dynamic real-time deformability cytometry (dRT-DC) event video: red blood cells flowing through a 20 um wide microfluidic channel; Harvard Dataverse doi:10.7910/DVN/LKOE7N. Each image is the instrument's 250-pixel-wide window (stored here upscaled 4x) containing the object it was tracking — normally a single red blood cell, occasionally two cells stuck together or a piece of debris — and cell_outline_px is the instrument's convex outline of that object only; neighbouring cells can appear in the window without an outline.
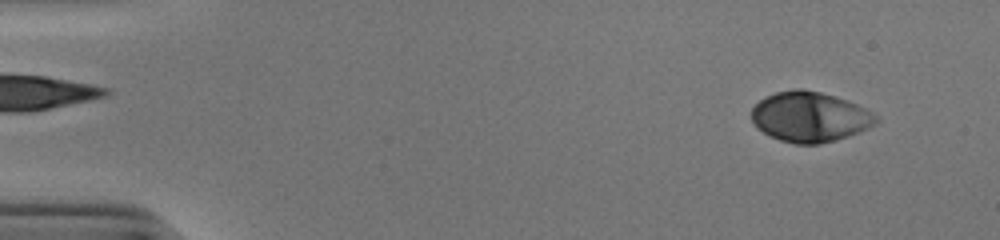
{"species": "human", "species_latin": "Homo sapiens", "temperature_condition": "cold", "stored_images_in_passage": 52, "camera_frame_rate_fps": 3000, "um_per_image_px": 0.085, "donor": {"sex": "male"}, "frame": {"image": 1, "passage_image": 4, "time_ms": 1.0, "image_size_px": [1000, 240], "cell_outline_px": [[876, 120], [868, 128], [860, 132], [848, 136], [820, 144], [796, 144], [780, 140], [764, 132], [752, 120], [752, 108], [764, 96], [776, 92], [792, 88], [800, 88], [820, 92], [836, 96], [856, 104], [872, 112], [876, 116]], "centroid_in_image_um": [68.82, 9.92], "position_along_channel_um": 16.2, "area_um2": 36.07}}
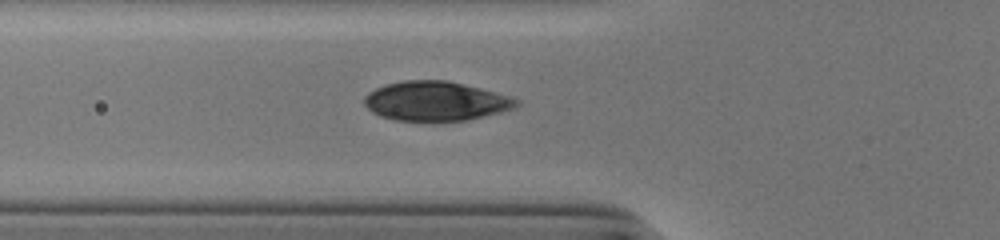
{"frame": {"image": 2, "passage_image": 19, "time_ms": 6.0, "image_size_px": [1000, 240], "cell_outline_px": [[520, 104], [516, 108], [468, 120], [396, 120], [380, 116], [372, 112], [364, 104], [364, 96], [368, 92], [384, 84], [404, 80], [448, 80], [496, 92], [520, 100]], "centroid_in_image_um": [37.03, 8.58], "position_along_channel_um": 88.8, "area_um2": 34.85}}
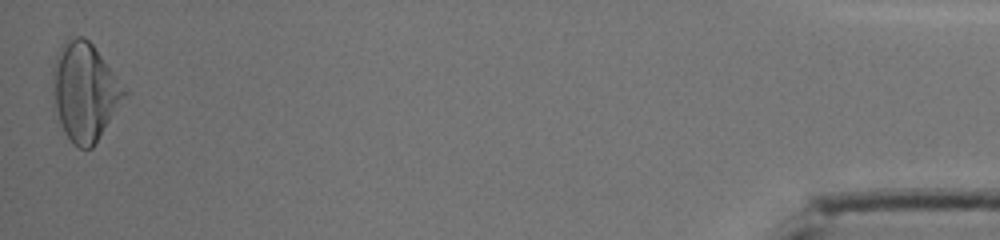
{"frame": {"image": 3, "passage_image": 52, "time_ms": 17.0, "image_size_px": [1000, 240], "cell_outline_px": [[128, 92], [92, 148], [80, 148], [72, 144], [64, 132], [56, 108], [52, 72], [56, 56], [64, 40], [68, 36], [84, 36], [92, 44], [128, 88]], "centroid_in_image_um": [7.23, 7.75], "position_along_channel_um": 428.0, "area_um2": 40.63}, "authors_computed_cell_mechanics": {"area_um2": 36.0672, "velocity_mm_per_s": 3.8791, "shape_relaxation_time_tau1_ms": 4.0607, "shape_relaxation_time_tau2_ms": null, "deformation_change_tau1": 0.1795, "deformation_change_tau2": null}}